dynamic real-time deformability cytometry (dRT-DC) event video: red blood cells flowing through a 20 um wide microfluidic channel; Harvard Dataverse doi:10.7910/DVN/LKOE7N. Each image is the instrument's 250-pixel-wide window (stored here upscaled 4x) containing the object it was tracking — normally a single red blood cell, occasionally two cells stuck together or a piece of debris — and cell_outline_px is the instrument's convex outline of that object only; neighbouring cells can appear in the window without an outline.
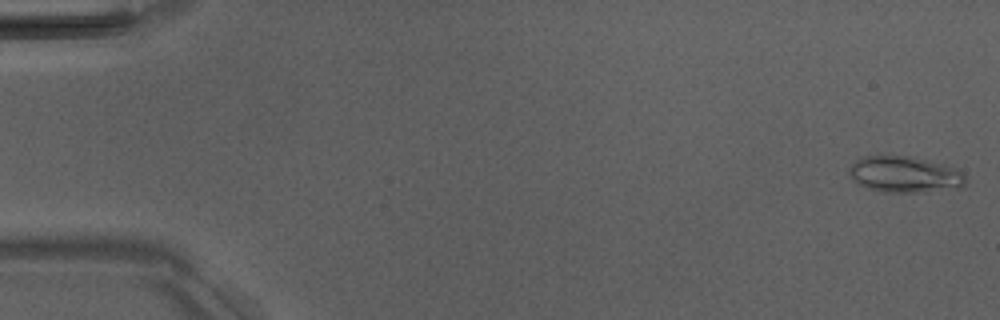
{"species": "Egyptian fruit bat (a non-hibernating species)", "species_latin": "Rousettus aegyptiacus", "temperature_condition": "room temperature", "stored_images_in_passage": 5, "camera_frame_rate_fps": 3000, "um_per_image_px": 0.085, "animal": {"sex": "male"}, "frame": {"image": 1, "passage_image": 1, "time_ms": 0.0, "image_size_px": [1000, 320], "cell_outline_px": [[964, 184], [960, 188], [924, 192], [884, 192], [868, 188], [852, 180], [848, 176], [848, 172], [852, 164], [856, 160], [864, 156], [912, 156], [944, 164], [956, 168], [964, 172]], "centroid_in_image_um": [76.9, 14.83], "position_along_channel_um": 8.1, "area_um2": 24.68}}